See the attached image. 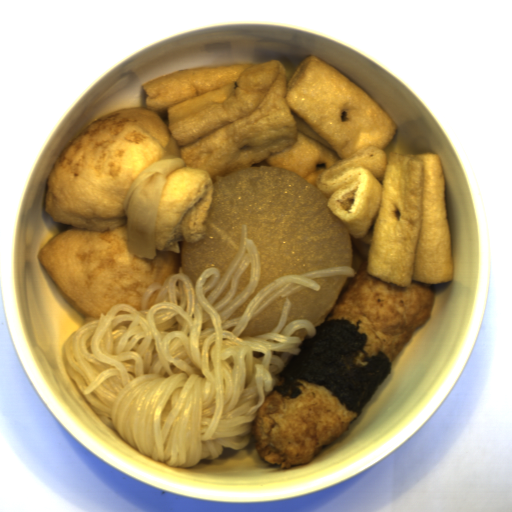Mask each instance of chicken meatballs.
Returning <instances> with one entry per match:
<instances>
[{"label":"chicken meatballs","instance_id":"obj_1","mask_svg":"<svg viewBox=\"0 0 512 512\" xmlns=\"http://www.w3.org/2000/svg\"><path fill=\"white\" fill-rule=\"evenodd\" d=\"M305 388L289 398L273 390L257 410L252 438L265 461L288 469L309 464L324 448L342 437L357 413L325 387L297 379Z\"/></svg>","mask_w":512,"mask_h":512},{"label":"chicken meatballs","instance_id":"obj_2","mask_svg":"<svg viewBox=\"0 0 512 512\" xmlns=\"http://www.w3.org/2000/svg\"><path fill=\"white\" fill-rule=\"evenodd\" d=\"M368 262L355 270L340 291L327 321L347 318L366 333L367 357L382 352L392 364L413 332L426 322L436 299L434 285L411 281L401 287L367 274ZM352 269H355L352 262ZM326 321V322H327Z\"/></svg>","mask_w":512,"mask_h":512}]
</instances>
